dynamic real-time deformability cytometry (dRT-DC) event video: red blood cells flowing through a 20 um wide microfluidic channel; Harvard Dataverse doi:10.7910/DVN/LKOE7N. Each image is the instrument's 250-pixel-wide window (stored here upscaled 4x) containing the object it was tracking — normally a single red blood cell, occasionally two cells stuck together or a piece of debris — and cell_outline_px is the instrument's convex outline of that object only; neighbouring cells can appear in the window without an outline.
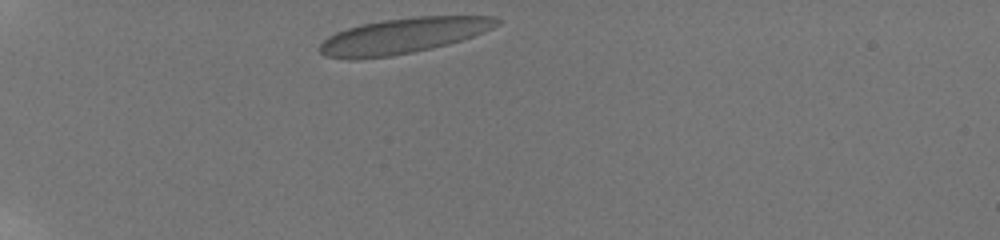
{"species": "human", "species_latin": "Homo sapiens", "temperature_condition": "room temperature", "stored_images_in_passage": 6, "camera_frame_rate_fps": 3000, "um_per_image_px": 0.085, "donor": {"sex": "male"}, "frame": {"image": 1, "passage_image": 1, "time_ms": 0.0, "image_size_px": [1000, 240], "cell_outline_px": [[500, 24], [484, 32], [448, 44], [432, 48], [392, 56], [360, 60], [348, 60], [324, 56], [316, 48], [328, 36], [336, 32], [360, 24], [384, 20], [416, 16], [492, 16], [500, 20]], "centroid_in_image_um": [34.2, 3.06], "position_along_channel_um": 50.8, "area_um2": 36.88}}
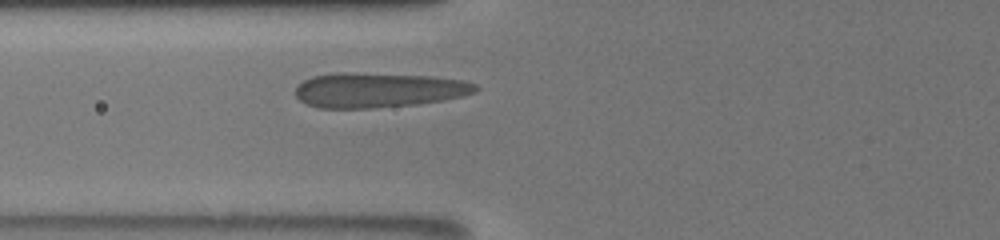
{"frame": {"image": 2, "passage_image": 6, "time_ms": 2.333, "image_size_px": [1000, 240], "cell_outline_px": [[480, 88], [476, 92], [464, 96], [444, 100], [420, 104], [372, 108], [320, 108], [308, 104], [300, 100], [296, 96], [296, 88], [304, 80], [312, 76], [340, 72], [432, 76], [464, 80], [476, 84]], "centroid_in_image_um": [32.22, 7.66], "position_along_channel_um": 93.6, "area_um2": 36.7}}